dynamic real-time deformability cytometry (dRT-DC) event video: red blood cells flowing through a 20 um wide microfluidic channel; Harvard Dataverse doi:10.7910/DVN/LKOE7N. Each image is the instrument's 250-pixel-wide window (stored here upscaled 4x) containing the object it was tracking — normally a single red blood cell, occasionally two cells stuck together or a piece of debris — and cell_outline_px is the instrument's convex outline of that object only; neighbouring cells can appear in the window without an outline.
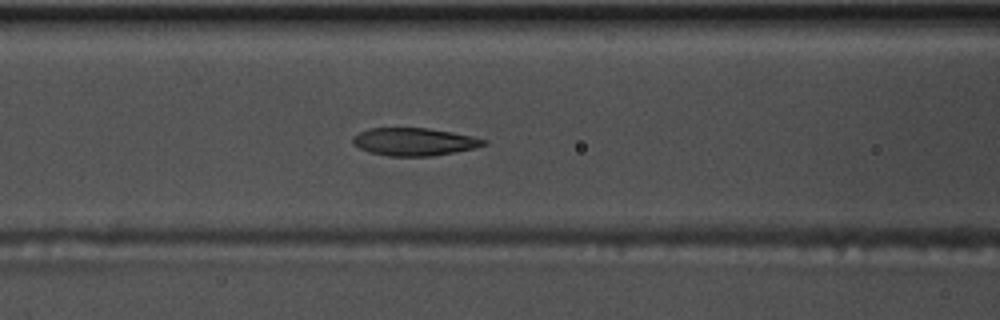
{"species": "common noctule bat (a hibernating species)", "species_latin": "Nyctalus noctula", "temperature_condition": "warm", "stored_images_in_passage": 54, "camera_frame_rate_fps": 3000, "um_per_image_px": 0.085, "animal": {"sex": "male", "body_mass_g": 17.5, "forearm_length_mm": 52.3}, "frame": {"image": 1, "passage_image": 22, "time_ms": 7.0, "image_size_px": [1000, 320], "cell_outline_px": [[488, 144], [476, 148], [432, 156], [388, 156], [368, 152], [352, 144], [352, 136], [368, 128], [428, 128], [452, 132], [472, 136], [488, 140]], "centroid_in_image_um": [35.21, 12.05], "position_along_channel_um": 131.4, "area_um2": 21.33}}
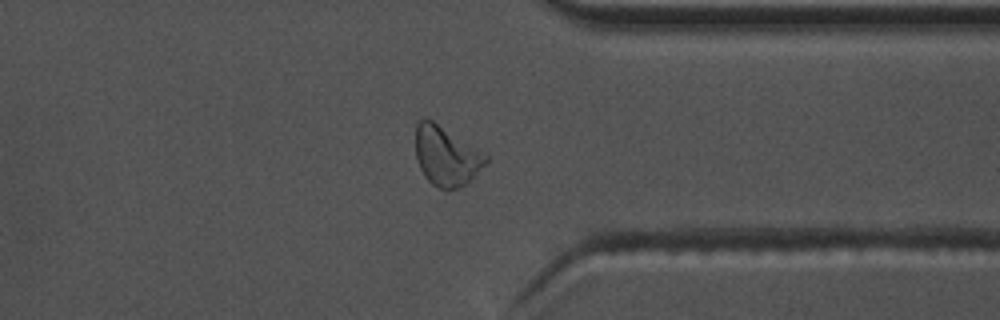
{"frame": {"image": 2, "passage_image": 42, "time_ms": 13.667, "image_size_px": [1000, 320], "cell_outline_px": [[488, 160], [464, 184], [448, 192], [432, 184], [424, 176], [420, 168], [416, 156], [416, 124], [420, 120], [432, 120], [488, 156]], "centroid_in_image_um": [37.89, 13.28], "position_along_channel_um": 373.5, "area_um2": 23.58}}
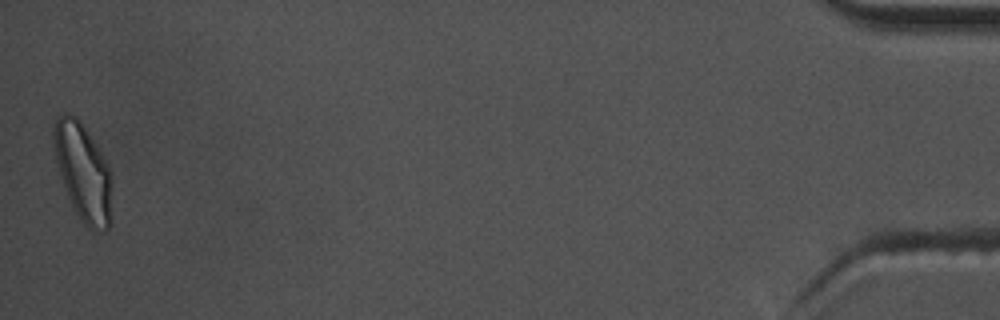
{"frame": {"image": 3, "passage_image": 54, "time_ms": 17.667, "image_size_px": [1000, 320], "cell_outline_px": [[112, 224], [108, 228], [92, 232], [80, 220], [68, 196], [60, 176], [56, 160], [52, 140], [52, 128], [56, 116], [64, 112], [68, 112], [76, 116], [80, 120], [100, 152], [112, 176]], "centroid_in_image_um": [7.06, 14.64], "position_along_channel_um": 428.1, "area_um2": 33.47}, "authors_computed_cell_mechanics": {"area_um2": 22.6287, "velocity_mm_per_s": 3.7021, "shape_relaxation_time_tau1_ms": 5.831, "shape_relaxation_time_tau2_ms": 1.8265, "deformation_change_tau1": 0.1776, "deformation_change_tau2": 0.0718}}